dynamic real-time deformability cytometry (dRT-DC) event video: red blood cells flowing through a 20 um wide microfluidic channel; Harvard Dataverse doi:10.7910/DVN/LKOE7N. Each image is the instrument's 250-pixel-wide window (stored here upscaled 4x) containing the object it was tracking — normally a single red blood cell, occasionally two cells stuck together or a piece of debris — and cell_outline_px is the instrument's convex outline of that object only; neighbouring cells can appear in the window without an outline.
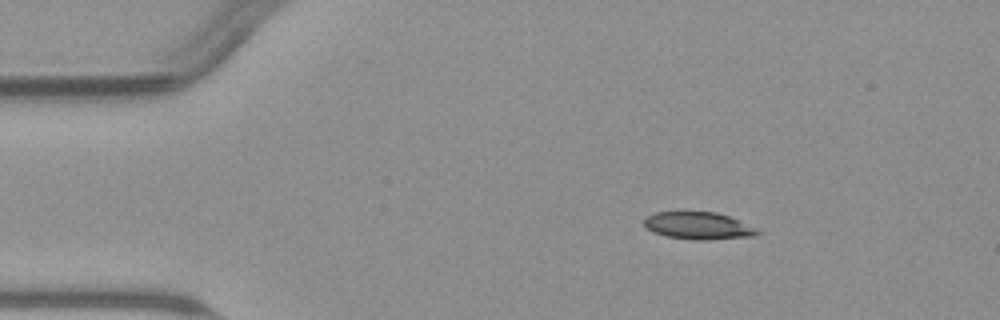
{"species": "common noctule bat (a hibernating species)", "species_latin": "Nyctalus noctula", "temperature_condition": "warm", "stored_images_in_passage": 4, "segment_of_instrument_passage": [1, 2], "camera_frame_rate_fps": 3000, "um_per_image_px": 0.085, "animal": {"sex": "male", "body_mass_g": 23.1, "forearm_length_mm": 52.7}, "frame": {"image": 1, "passage_image": 1, "time_ms": 0.0, "image_size_px": [1000, 320], "cell_outline_px": [[764, 232], [756, 236], [708, 240], [692, 240], [668, 236], [652, 232], [644, 224], [644, 216], [656, 212], [716, 212], [728, 216], [756, 228]], "centroid_in_image_um": [59.37, 19.19], "position_along_channel_um": 25.6, "area_um2": 18.09}}